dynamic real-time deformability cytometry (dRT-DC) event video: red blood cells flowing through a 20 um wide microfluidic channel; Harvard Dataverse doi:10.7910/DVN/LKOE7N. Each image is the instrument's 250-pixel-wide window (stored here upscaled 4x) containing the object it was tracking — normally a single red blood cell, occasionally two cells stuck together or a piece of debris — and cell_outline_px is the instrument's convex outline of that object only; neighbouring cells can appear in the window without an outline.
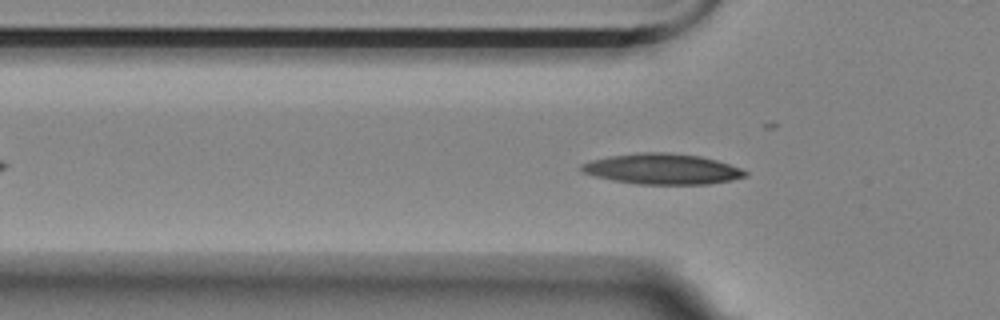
{"species": "Egyptian fruit bat (a non-hibernating species)", "species_latin": "Rousettus aegyptiacus", "temperature_condition": "room temperature", "stored_images_in_passage": 46, "camera_frame_rate_fps": 3000, "um_per_image_px": 0.085, "animal": {"sex": "female"}, "frame": {"image": 1, "passage_image": 13, "time_ms": 4.0, "image_size_px": [1000, 320], "cell_outline_px": [[748, 176], [732, 180], [708, 184], [636, 184], [612, 180], [580, 172], [580, 164], [592, 160], [608, 156], [644, 152], [668, 152], [700, 156], [716, 160], [740, 168], [748, 172]], "centroid_in_image_um": [56.28, 14.36], "position_along_channel_um": 69.5, "area_um2": 29.25}}
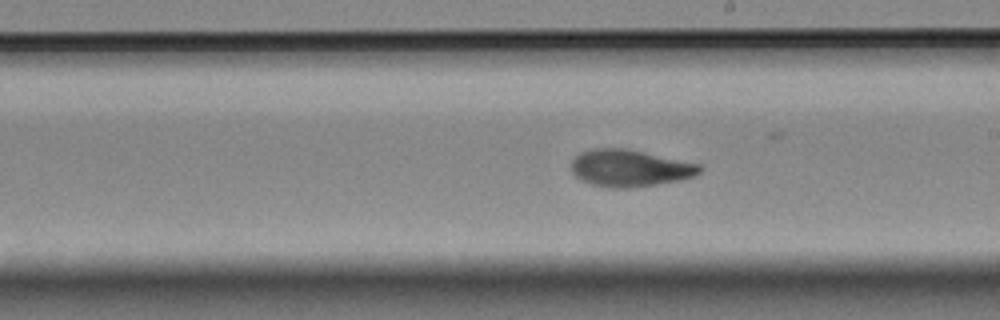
{"frame": {"image": 2, "passage_image": 27, "time_ms": 8.667, "image_size_px": [1000, 320], "cell_outline_px": [[704, 168], [696, 176], [680, 180], [632, 188], [608, 188], [592, 184], [580, 180], [572, 172], [572, 160], [580, 152], [592, 148], [624, 148], [700, 164]], "centroid_in_image_um": [53.53, 14.3], "position_along_channel_um": 235.5, "area_um2": 27.69}}
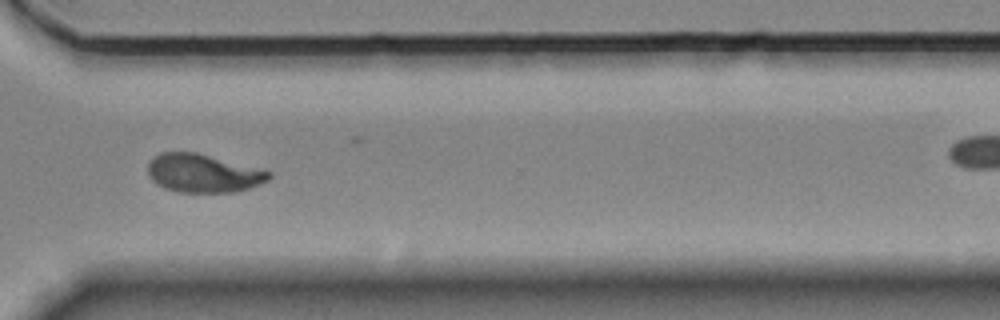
{"frame": {"image": 3, "passage_image": 37, "time_ms": 12.0, "image_size_px": [1000, 320], "cell_outline_px": [[272, 176], [268, 180], [260, 184], [248, 188], [232, 192], [176, 192], [164, 188], [156, 184], [148, 176], [148, 164], [152, 156], [160, 152], [196, 152], [272, 172]], "centroid_in_image_um": [17.21, 14.72], "position_along_channel_um": 353.4, "area_um2": 27.05}, "authors_computed_cell_mechanics": {"area_um2": 26.9926, "velocity_mm_per_s": 3.5335, "shape_relaxation_time_tau1_ms": 5.8911, "shape_relaxation_time_tau2_ms": 1.6633, "deformation_change_tau1": 0.1951, "deformation_change_tau2": 0.0727}}